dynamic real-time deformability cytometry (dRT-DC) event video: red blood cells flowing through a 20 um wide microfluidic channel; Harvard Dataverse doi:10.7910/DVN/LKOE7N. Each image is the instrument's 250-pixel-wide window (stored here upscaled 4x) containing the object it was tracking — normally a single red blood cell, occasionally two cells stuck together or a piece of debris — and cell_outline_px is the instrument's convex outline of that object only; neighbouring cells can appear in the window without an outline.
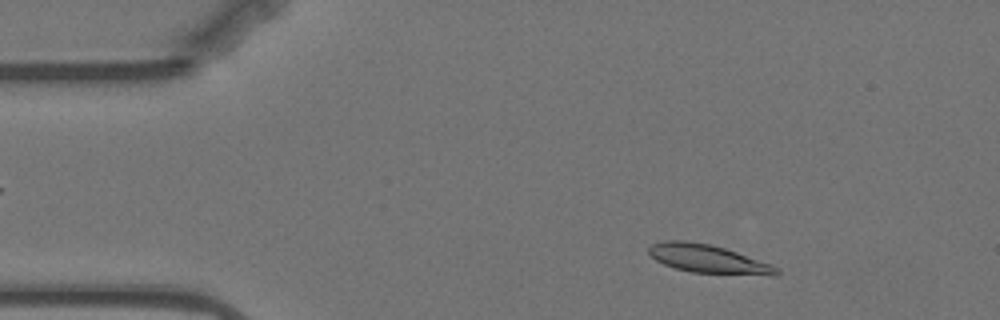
{"species": "Egyptian fruit bat (a non-hibernating species)", "species_latin": "Rousettus aegyptiacus", "temperature_condition": "warm", "stored_images_in_passage": 56, "camera_frame_rate_fps": 3000, "um_per_image_px": 0.085, "animal": {"sex": "female"}, "frame": {"image": 1, "passage_image": 7, "time_ms": 2.0, "image_size_px": [1000, 320], "cell_outline_px": [[780, 272], [776, 276], [772, 276], [692, 272], [676, 268], [664, 264], [656, 260], [648, 252], [648, 248], [652, 244], [664, 240], [684, 240], [712, 244], [736, 252], [780, 268]], "centroid_in_image_um": [60.2, 22.01], "position_along_channel_um": 24.8, "area_um2": 21.1}}
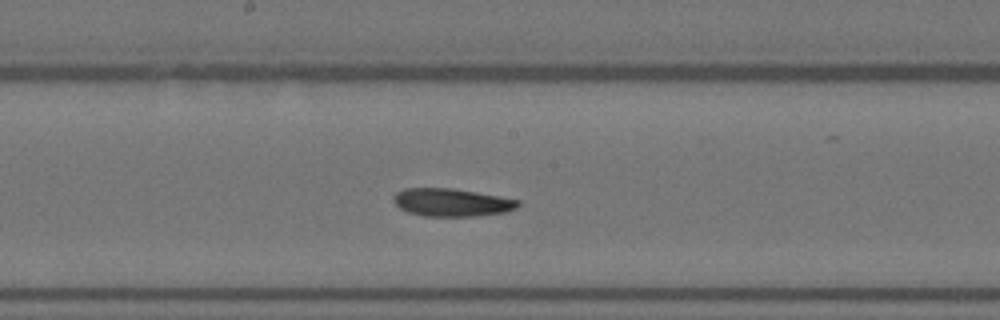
{"frame": {"image": 2, "passage_image": 28, "time_ms": 9.0, "image_size_px": [1000, 320], "cell_outline_px": [[520, 204], [516, 208], [508, 212], [472, 216], [424, 216], [408, 212], [400, 208], [392, 200], [396, 192], [404, 188], [452, 188], [500, 196], [520, 200]], "centroid_in_image_um": [38.4, 17.2], "position_along_channel_um": 209.8, "area_um2": 20.29}}
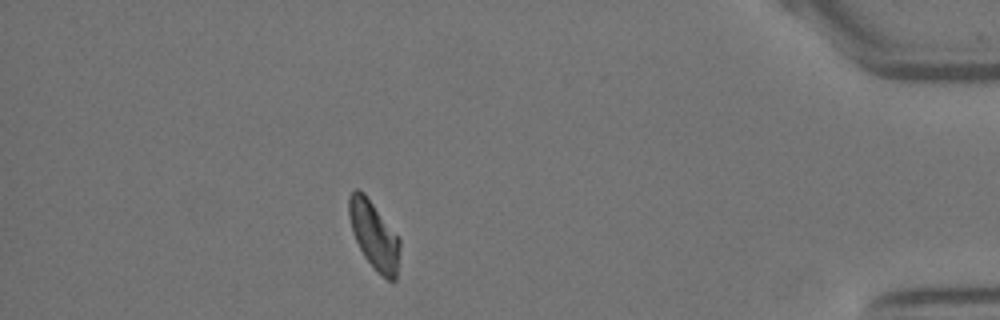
{"frame": {"image": 3, "passage_image": 49, "time_ms": 16.0, "image_size_px": [1000, 320], "cell_outline_px": [[400, 248], [396, 280], [388, 280], [376, 272], [364, 256], [352, 232], [348, 216], [348, 196], [356, 188], [364, 192], [400, 236]], "centroid_in_image_um": [31.8, 19.97], "position_along_channel_um": 403.4, "area_um2": 20.52}, "authors_computed_cell_mechanics": {"area_um2": 20.4901, "velocity_mm_per_s": 3.496, "shape_relaxation_time_tau1_ms": 4.0813, "shape_relaxation_time_tau2_ms": null, "deformation_change_tau1": 0.1219, "deformation_change_tau2": null}}